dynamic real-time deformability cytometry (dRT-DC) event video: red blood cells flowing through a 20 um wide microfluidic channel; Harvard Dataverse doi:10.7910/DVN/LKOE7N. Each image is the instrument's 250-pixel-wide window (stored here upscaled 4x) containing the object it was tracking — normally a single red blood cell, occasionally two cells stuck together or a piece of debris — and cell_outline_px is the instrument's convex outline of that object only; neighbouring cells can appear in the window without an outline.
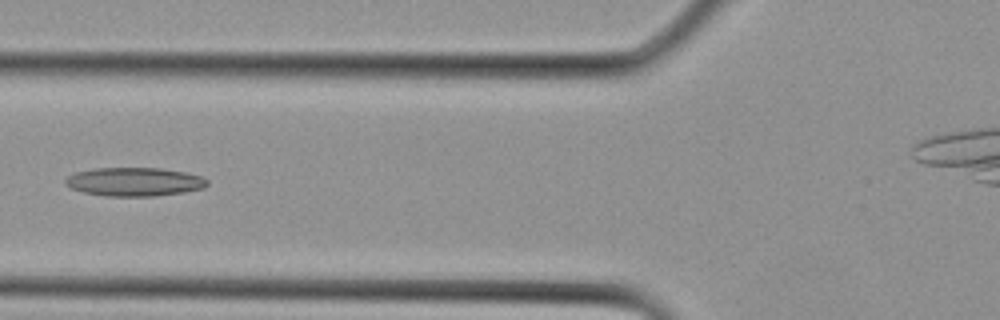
{"species": "Egyptian fruit bat (a non-hibernating species)", "species_latin": "Rousettus aegyptiacus", "temperature_condition": "cold", "stored_images_in_passage": 9, "camera_frame_rate_fps": 3000, "um_per_image_px": 0.085, "animal": {"sex": "female"}, "frame": {"image": 1, "passage_image": 6, "time_ms": 1.667, "image_size_px": [1000, 320], "cell_outline_px": [[208, 184], [204, 188], [184, 192], [156, 196], [104, 196], [84, 192], [72, 188], [64, 184], [64, 180], [68, 176], [76, 172], [96, 168], [160, 168], [184, 172], [204, 176], [208, 180]], "centroid_in_image_um": [11.45, 15.45], "position_along_channel_um": 114.4, "area_um2": 23.76}}
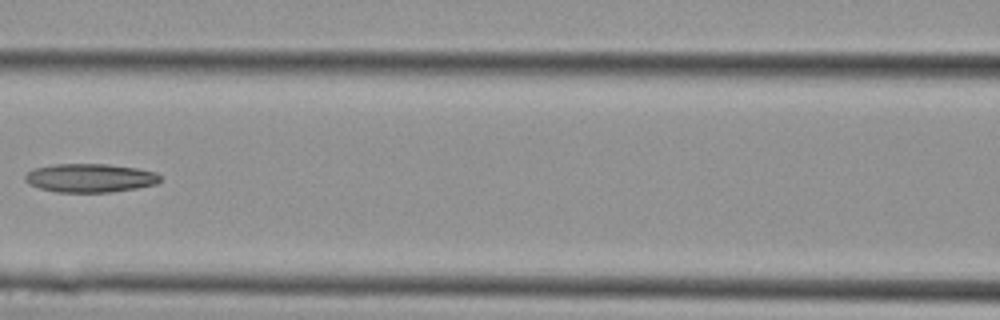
{"frame": {"image": 2, "passage_image": 8, "time_ms": 2.333, "image_size_px": [1000, 320], "cell_outline_px": [[160, 180], [156, 184], [136, 188], [108, 192], [56, 192], [40, 188], [28, 184], [24, 180], [24, 176], [32, 168], [56, 164], [108, 164], [136, 168], [156, 172], [160, 176]], "centroid_in_image_um": [7.62, 15.12], "position_along_channel_um": 159.0, "area_um2": 22.54}}